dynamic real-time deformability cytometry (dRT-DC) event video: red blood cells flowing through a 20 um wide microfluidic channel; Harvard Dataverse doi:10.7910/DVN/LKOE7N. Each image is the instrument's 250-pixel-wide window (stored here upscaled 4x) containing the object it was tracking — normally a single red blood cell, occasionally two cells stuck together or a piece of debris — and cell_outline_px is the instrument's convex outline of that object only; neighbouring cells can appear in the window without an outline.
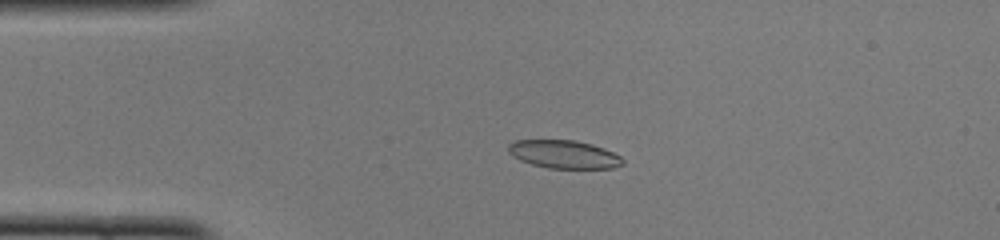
{"species": "common noctule bat (a hibernating species)", "species_latin": "Nyctalus noctula", "temperature_condition": "cold", "stored_images_in_passage": 43, "camera_frame_rate_fps": 3000, "um_per_image_px": 0.085, "animal": {"sex": "female", "body_mass_g": 22.0, "forearm_length_mm": 56.7}, "frame": {"image": 1, "passage_image": 5, "time_ms": 1.333, "image_size_px": [1000, 240], "cell_outline_px": [[624, 164], [612, 168], [548, 168], [532, 164], [520, 160], [512, 156], [508, 152], [508, 144], [516, 140], [576, 140], [592, 144], [604, 148], [620, 156], [624, 160]], "centroid_in_image_um": [47.93, 13.11], "position_along_channel_um": 37.1, "area_um2": 18.79}}
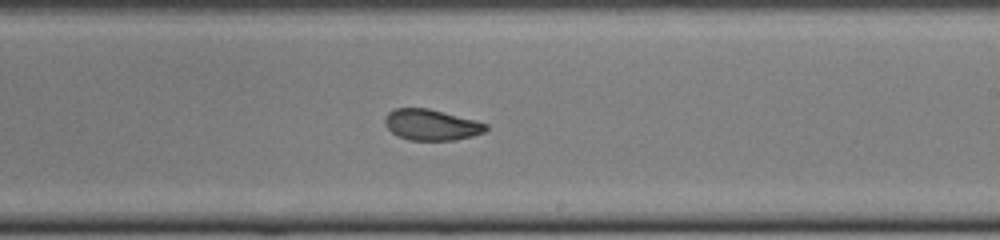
{"frame": {"image": 2, "passage_image": 23, "time_ms": 7.333, "image_size_px": [1000, 240], "cell_outline_px": [[488, 128], [484, 132], [472, 136], [456, 140], [408, 140], [396, 136], [384, 124], [384, 116], [388, 112], [396, 108], [428, 108], [476, 120], [488, 124]], "centroid_in_image_um": [36.65, 10.61], "position_along_channel_um": 252.4, "area_um2": 18.38}}
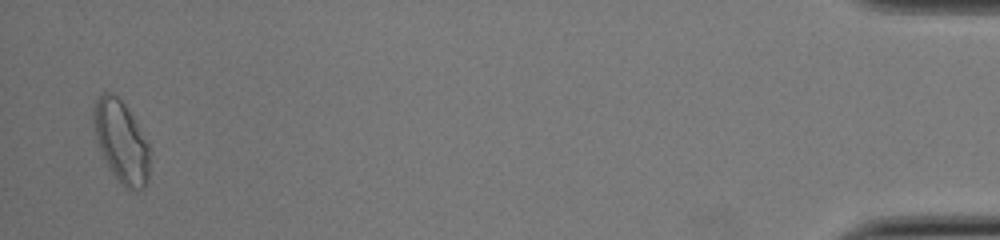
{"frame": {"image": 3, "passage_image": 42, "time_ms": 13.667, "image_size_px": [1000, 240], "cell_outline_px": [[148, 180], [144, 188], [136, 192], [132, 192], [124, 188], [120, 184], [112, 172], [100, 148], [96, 136], [92, 120], [92, 108], [96, 100], [104, 92], [112, 92], [124, 104], [132, 116], [148, 144]], "centroid_in_image_um": [10.29, 12.07], "position_along_channel_um": 424.9, "area_um2": 26.41}, "authors_computed_cell_mechanics": {"area_um2": 19.4208, "velocity_mm_per_s": 4.0848, "shape_relaxation_time_tau1_ms": 6.1361, "shape_relaxation_time_tau2_ms": 1.4265, "deformation_change_tau1": 0.1325, "deformation_change_tau2": 0.0623}}